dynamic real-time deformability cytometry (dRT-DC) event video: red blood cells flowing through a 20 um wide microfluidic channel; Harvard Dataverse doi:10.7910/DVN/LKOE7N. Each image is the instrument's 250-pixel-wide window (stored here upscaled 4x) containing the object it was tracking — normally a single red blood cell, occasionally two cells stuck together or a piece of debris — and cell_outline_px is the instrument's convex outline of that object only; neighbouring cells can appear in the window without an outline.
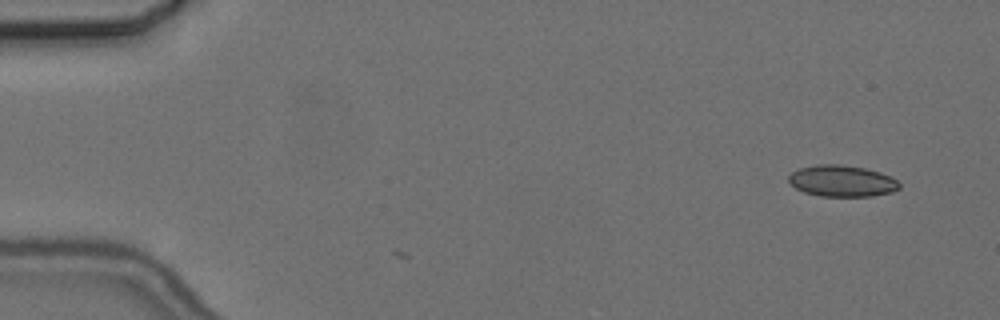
{"species": "common noctule bat (a hibernating species)", "species_latin": "Nyctalus noctula", "temperature_condition": "cold", "stored_images_in_passage": 2, "camera_frame_rate_fps": 3000, "um_per_image_px": 0.085, "animal": {"sex": "female", "body_mass_g": 24.6, "forearm_length_mm": 56.2}, "frame": {"image": 1, "passage_image": 2, "time_ms": 1.0, "image_size_px": [1000, 320], "cell_outline_px": [[900, 188], [892, 192], [872, 196], [820, 196], [804, 192], [796, 188], [788, 180], [788, 176], [792, 172], [800, 168], [816, 164], [840, 164], [864, 168], [880, 172], [896, 180], [900, 184]], "centroid_in_image_um": [71.56, 15.38], "position_along_channel_um": 13.4, "area_um2": 20.17}}